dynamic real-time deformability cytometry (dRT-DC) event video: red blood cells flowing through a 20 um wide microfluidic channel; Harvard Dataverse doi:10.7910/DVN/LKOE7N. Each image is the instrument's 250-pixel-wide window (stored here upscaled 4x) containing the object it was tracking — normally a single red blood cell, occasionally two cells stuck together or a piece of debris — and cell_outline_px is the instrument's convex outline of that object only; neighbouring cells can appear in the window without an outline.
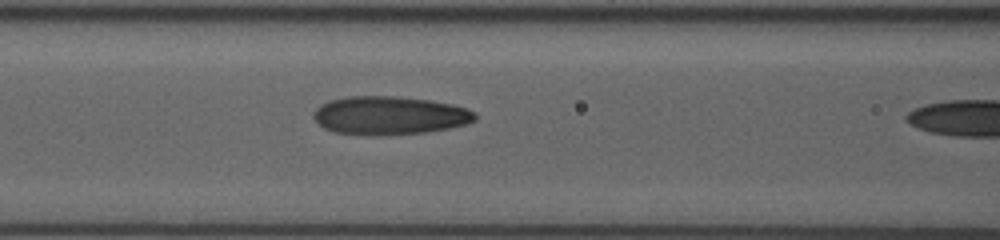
{"species": "human", "species_latin": "Homo sapiens", "temperature_condition": "room temperature", "stored_images_in_passage": 23, "segment_of_instrument_passage": [2, 2], "camera_frame_rate_fps": 3000, "um_per_image_px": 0.085, "donor": {"sex": "female"}, "frame": {"image": 1, "passage_image": 22, "time_ms": 7.0, "image_size_px": [1000, 240], "cell_outline_px": [[476, 120], [464, 124], [448, 128], [424, 132], [332, 132], [316, 124], [312, 116], [316, 108], [320, 104], [332, 100], [348, 96], [392, 96], [428, 100], [452, 104], [476, 112]], "centroid_in_image_um": [33.09, 9.76], "position_along_channel_um": 133.5, "area_um2": 34.8}}